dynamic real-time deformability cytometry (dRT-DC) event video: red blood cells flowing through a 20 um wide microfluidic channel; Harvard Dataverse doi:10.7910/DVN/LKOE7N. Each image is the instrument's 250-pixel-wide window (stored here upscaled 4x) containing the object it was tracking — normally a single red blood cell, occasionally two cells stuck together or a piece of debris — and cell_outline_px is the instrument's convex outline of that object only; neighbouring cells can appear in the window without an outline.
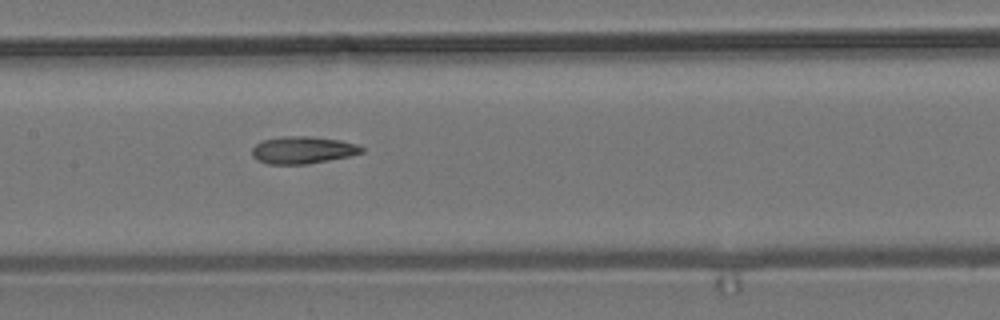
{"species": "common noctule bat (a hibernating species)", "species_latin": "Nyctalus noctula", "temperature_condition": "room temperature", "stored_images_in_passage": 8, "segment_of_instrument_passage": [1, 2], "camera_frame_rate_fps": 3000, "um_per_image_px": 0.085, "animal": {"sex": "male", "body_mass_g": 19.2, "forearm_length_mm": 51.8}, "frame": {"image": 1, "passage_image": 7, "time_ms": 8.333, "image_size_px": [1000, 320], "cell_outline_px": [[364, 152], [348, 156], [328, 160], [304, 164], [268, 164], [256, 160], [252, 156], [252, 148], [256, 144], [264, 140], [280, 136], [308, 136], [340, 140], [360, 144], [364, 148]], "centroid_in_image_um": [25.74, 12.74], "position_along_channel_um": 181.7, "area_um2": 17.46}}